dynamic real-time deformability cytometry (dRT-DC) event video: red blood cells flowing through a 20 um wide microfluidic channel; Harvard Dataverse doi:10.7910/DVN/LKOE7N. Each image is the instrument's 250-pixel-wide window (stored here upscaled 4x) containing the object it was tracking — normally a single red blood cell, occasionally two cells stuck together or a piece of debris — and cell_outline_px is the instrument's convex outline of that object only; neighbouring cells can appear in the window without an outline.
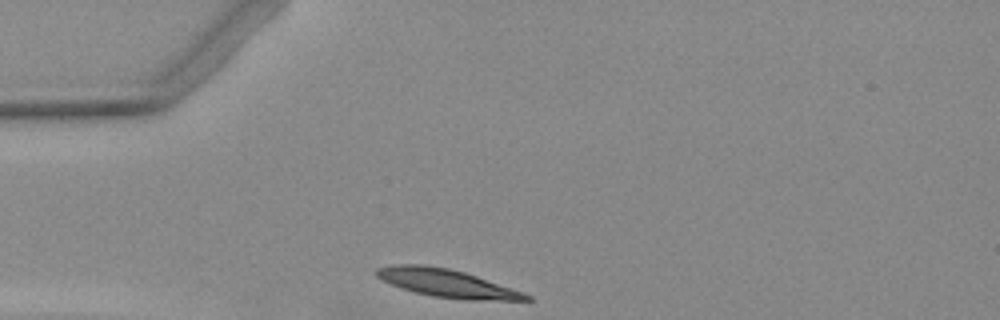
{"species": "Egyptian fruit bat (a non-hibernating species)", "species_latin": "Rousettus aegyptiacus", "temperature_condition": "warm", "stored_images_in_passage": 1, "camera_frame_rate_fps": 3000, "um_per_image_px": 0.085, "animal": {"sex": "female"}, "frame": {"image": 1, "passage_image": 1, "time_ms": 0.0, "image_size_px": [1000, 320], "cell_outline_px": [[532, 300], [464, 300], [432, 296], [416, 292], [392, 284], [376, 276], [376, 268], [392, 264], [420, 264], [448, 268], [464, 272], [524, 292], [532, 296]], "centroid_in_image_um": [38.0, 24.07], "position_along_channel_um": 47.0, "area_um2": 24.16}}